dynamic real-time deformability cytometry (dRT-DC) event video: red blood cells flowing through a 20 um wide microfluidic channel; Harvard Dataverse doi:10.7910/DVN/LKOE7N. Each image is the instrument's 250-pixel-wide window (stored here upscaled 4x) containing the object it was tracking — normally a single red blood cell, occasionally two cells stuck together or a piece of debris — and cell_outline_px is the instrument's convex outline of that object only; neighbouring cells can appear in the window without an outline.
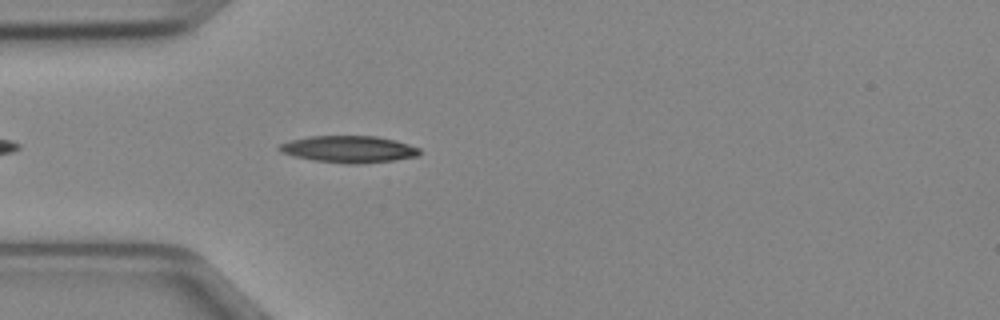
{"species": "Egyptian fruit bat (a non-hibernating species)", "species_latin": "Rousettus aegyptiacus", "temperature_condition": "cold", "stored_images_in_passage": 6, "camera_frame_rate_fps": 3000, "um_per_image_px": 0.085, "animal": {"sex": "female"}, "frame": {"image": 1, "passage_image": 3, "time_ms": 0.667, "image_size_px": [1000, 320], "cell_outline_px": [[420, 152], [416, 156], [392, 160], [360, 164], [344, 164], [312, 160], [280, 152], [276, 148], [280, 144], [292, 140], [312, 136], [376, 136], [396, 140], [420, 148]], "centroid_in_image_um": [29.64, 12.68], "position_along_channel_um": 55.4, "area_um2": 21.85}}